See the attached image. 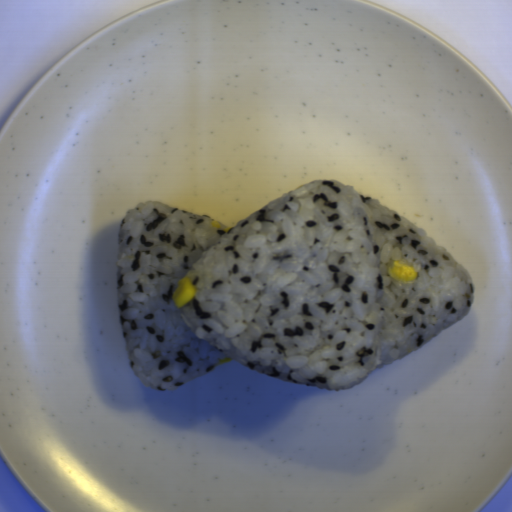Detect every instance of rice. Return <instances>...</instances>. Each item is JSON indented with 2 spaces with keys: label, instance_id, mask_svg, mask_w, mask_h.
I'll return each mask as SVG.
<instances>
[{
  "label": "rice",
  "instance_id": "1",
  "mask_svg": "<svg viewBox=\"0 0 512 512\" xmlns=\"http://www.w3.org/2000/svg\"><path fill=\"white\" fill-rule=\"evenodd\" d=\"M162 201L126 210L116 290L129 365L155 391L226 358L284 382L344 390L462 319L471 275L410 220L336 179L281 193L237 222ZM406 263L417 280L389 277ZM194 283L177 306V280Z\"/></svg>",
  "mask_w": 512,
  "mask_h": 512
}]
</instances>
